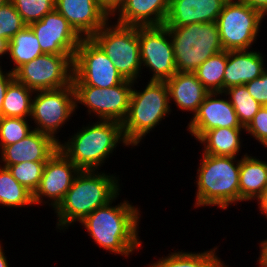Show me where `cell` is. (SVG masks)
<instances>
[{
    "instance_id": "24",
    "label": "cell",
    "mask_w": 267,
    "mask_h": 267,
    "mask_svg": "<svg viewBox=\"0 0 267 267\" xmlns=\"http://www.w3.org/2000/svg\"><path fill=\"white\" fill-rule=\"evenodd\" d=\"M245 129L214 128L206 131L198 141L203 144L202 154L237 157L242 149L241 132ZM242 141V142H241Z\"/></svg>"
},
{
    "instance_id": "44",
    "label": "cell",
    "mask_w": 267,
    "mask_h": 267,
    "mask_svg": "<svg viewBox=\"0 0 267 267\" xmlns=\"http://www.w3.org/2000/svg\"><path fill=\"white\" fill-rule=\"evenodd\" d=\"M9 1L10 0H0V7H2L3 5H5Z\"/></svg>"
},
{
    "instance_id": "38",
    "label": "cell",
    "mask_w": 267,
    "mask_h": 267,
    "mask_svg": "<svg viewBox=\"0 0 267 267\" xmlns=\"http://www.w3.org/2000/svg\"><path fill=\"white\" fill-rule=\"evenodd\" d=\"M99 6L111 18L125 3V0H97Z\"/></svg>"
},
{
    "instance_id": "14",
    "label": "cell",
    "mask_w": 267,
    "mask_h": 267,
    "mask_svg": "<svg viewBox=\"0 0 267 267\" xmlns=\"http://www.w3.org/2000/svg\"><path fill=\"white\" fill-rule=\"evenodd\" d=\"M81 170L59 149L47 160L38 188L33 193L34 204L48 203L55 210L64 199ZM49 198L43 201V198ZM50 201V203H49Z\"/></svg>"
},
{
    "instance_id": "15",
    "label": "cell",
    "mask_w": 267,
    "mask_h": 267,
    "mask_svg": "<svg viewBox=\"0 0 267 267\" xmlns=\"http://www.w3.org/2000/svg\"><path fill=\"white\" fill-rule=\"evenodd\" d=\"M44 54L72 55L83 39L56 9L29 25Z\"/></svg>"
},
{
    "instance_id": "25",
    "label": "cell",
    "mask_w": 267,
    "mask_h": 267,
    "mask_svg": "<svg viewBox=\"0 0 267 267\" xmlns=\"http://www.w3.org/2000/svg\"><path fill=\"white\" fill-rule=\"evenodd\" d=\"M8 54L15 64L11 69V72L14 73L20 66L44 53L35 33L29 25H26L8 41Z\"/></svg>"
},
{
    "instance_id": "13",
    "label": "cell",
    "mask_w": 267,
    "mask_h": 267,
    "mask_svg": "<svg viewBox=\"0 0 267 267\" xmlns=\"http://www.w3.org/2000/svg\"><path fill=\"white\" fill-rule=\"evenodd\" d=\"M142 68L152 71L150 80L166 81L176 72L173 45L165 25L138 26Z\"/></svg>"
},
{
    "instance_id": "6",
    "label": "cell",
    "mask_w": 267,
    "mask_h": 267,
    "mask_svg": "<svg viewBox=\"0 0 267 267\" xmlns=\"http://www.w3.org/2000/svg\"><path fill=\"white\" fill-rule=\"evenodd\" d=\"M166 27L173 45L177 72L193 73L210 56L224 50L216 22Z\"/></svg>"
},
{
    "instance_id": "41",
    "label": "cell",
    "mask_w": 267,
    "mask_h": 267,
    "mask_svg": "<svg viewBox=\"0 0 267 267\" xmlns=\"http://www.w3.org/2000/svg\"><path fill=\"white\" fill-rule=\"evenodd\" d=\"M259 210L267 218V185L264 188L262 195L257 199Z\"/></svg>"
},
{
    "instance_id": "3",
    "label": "cell",
    "mask_w": 267,
    "mask_h": 267,
    "mask_svg": "<svg viewBox=\"0 0 267 267\" xmlns=\"http://www.w3.org/2000/svg\"><path fill=\"white\" fill-rule=\"evenodd\" d=\"M121 142L129 147L123 135L122 123L98 120L82 127L67 142H59L58 147L80 170L97 171Z\"/></svg>"
},
{
    "instance_id": "27",
    "label": "cell",
    "mask_w": 267,
    "mask_h": 267,
    "mask_svg": "<svg viewBox=\"0 0 267 267\" xmlns=\"http://www.w3.org/2000/svg\"><path fill=\"white\" fill-rule=\"evenodd\" d=\"M34 91L15 78L9 83L2 107V117H31Z\"/></svg>"
},
{
    "instance_id": "18",
    "label": "cell",
    "mask_w": 267,
    "mask_h": 267,
    "mask_svg": "<svg viewBox=\"0 0 267 267\" xmlns=\"http://www.w3.org/2000/svg\"><path fill=\"white\" fill-rule=\"evenodd\" d=\"M58 149V142L50 135L33 130L19 142L4 146L0 150V162L4 164L3 166L21 162H47Z\"/></svg>"
},
{
    "instance_id": "8",
    "label": "cell",
    "mask_w": 267,
    "mask_h": 267,
    "mask_svg": "<svg viewBox=\"0 0 267 267\" xmlns=\"http://www.w3.org/2000/svg\"><path fill=\"white\" fill-rule=\"evenodd\" d=\"M264 17L241 0H228L216 21L223 49L249 50L261 31Z\"/></svg>"
},
{
    "instance_id": "20",
    "label": "cell",
    "mask_w": 267,
    "mask_h": 267,
    "mask_svg": "<svg viewBox=\"0 0 267 267\" xmlns=\"http://www.w3.org/2000/svg\"><path fill=\"white\" fill-rule=\"evenodd\" d=\"M170 0H125L112 16L116 23L130 26H162L168 16Z\"/></svg>"
},
{
    "instance_id": "34",
    "label": "cell",
    "mask_w": 267,
    "mask_h": 267,
    "mask_svg": "<svg viewBox=\"0 0 267 267\" xmlns=\"http://www.w3.org/2000/svg\"><path fill=\"white\" fill-rule=\"evenodd\" d=\"M26 24L11 1L0 7V37L9 41Z\"/></svg>"
},
{
    "instance_id": "16",
    "label": "cell",
    "mask_w": 267,
    "mask_h": 267,
    "mask_svg": "<svg viewBox=\"0 0 267 267\" xmlns=\"http://www.w3.org/2000/svg\"><path fill=\"white\" fill-rule=\"evenodd\" d=\"M220 95L222 96L223 92H209L188 123L187 130L196 140L214 128L245 129L228 98H222Z\"/></svg>"
},
{
    "instance_id": "26",
    "label": "cell",
    "mask_w": 267,
    "mask_h": 267,
    "mask_svg": "<svg viewBox=\"0 0 267 267\" xmlns=\"http://www.w3.org/2000/svg\"><path fill=\"white\" fill-rule=\"evenodd\" d=\"M216 250L217 247L201 253L175 251L148 265L149 267H229L216 255Z\"/></svg>"
},
{
    "instance_id": "32",
    "label": "cell",
    "mask_w": 267,
    "mask_h": 267,
    "mask_svg": "<svg viewBox=\"0 0 267 267\" xmlns=\"http://www.w3.org/2000/svg\"><path fill=\"white\" fill-rule=\"evenodd\" d=\"M24 118H0V150L4 146H9L19 142L28 136L34 129Z\"/></svg>"
},
{
    "instance_id": "2",
    "label": "cell",
    "mask_w": 267,
    "mask_h": 267,
    "mask_svg": "<svg viewBox=\"0 0 267 267\" xmlns=\"http://www.w3.org/2000/svg\"><path fill=\"white\" fill-rule=\"evenodd\" d=\"M118 178L96 170H81L54 211L58 218L56 228L64 232L111 201L121 191Z\"/></svg>"
},
{
    "instance_id": "5",
    "label": "cell",
    "mask_w": 267,
    "mask_h": 267,
    "mask_svg": "<svg viewBox=\"0 0 267 267\" xmlns=\"http://www.w3.org/2000/svg\"><path fill=\"white\" fill-rule=\"evenodd\" d=\"M130 95L127 117L122 131L128 145L138 146L145 136L171 113L169 90L165 81L150 80L145 89H134Z\"/></svg>"
},
{
    "instance_id": "43",
    "label": "cell",
    "mask_w": 267,
    "mask_h": 267,
    "mask_svg": "<svg viewBox=\"0 0 267 267\" xmlns=\"http://www.w3.org/2000/svg\"><path fill=\"white\" fill-rule=\"evenodd\" d=\"M0 267H9L7 257L3 251L2 244L0 243Z\"/></svg>"
},
{
    "instance_id": "19",
    "label": "cell",
    "mask_w": 267,
    "mask_h": 267,
    "mask_svg": "<svg viewBox=\"0 0 267 267\" xmlns=\"http://www.w3.org/2000/svg\"><path fill=\"white\" fill-rule=\"evenodd\" d=\"M228 0H170L165 26L216 22Z\"/></svg>"
},
{
    "instance_id": "12",
    "label": "cell",
    "mask_w": 267,
    "mask_h": 267,
    "mask_svg": "<svg viewBox=\"0 0 267 267\" xmlns=\"http://www.w3.org/2000/svg\"><path fill=\"white\" fill-rule=\"evenodd\" d=\"M76 109L83 104L88 114H95L99 120H114L122 123L129 110L133 81L124 80L111 88H98L89 85H73Z\"/></svg>"
},
{
    "instance_id": "36",
    "label": "cell",
    "mask_w": 267,
    "mask_h": 267,
    "mask_svg": "<svg viewBox=\"0 0 267 267\" xmlns=\"http://www.w3.org/2000/svg\"><path fill=\"white\" fill-rule=\"evenodd\" d=\"M251 97L262 106H267V69L260 77L245 84Z\"/></svg>"
},
{
    "instance_id": "11",
    "label": "cell",
    "mask_w": 267,
    "mask_h": 267,
    "mask_svg": "<svg viewBox=\"0 0 267 267\" xmlns=\"http://www.w3.org/2000/svg\"><path fill=\"white\" fill-rule=\"evenodd\" d=\"M72 55L42 54L20 66L14 78L35 91L58 89L72 84Z\"/></svg>"
},
{
    "instance_id": "40",
    "label": "cell",
    "mask_w": 267,
    "mask_h": 267,
    "mask_svg": "<svg viewBox=\"0 0 267 267\" xmlns=\"http://www.w3.org/2000/svg\"><path fill=\"white\" fill-rule=\"evenodd\" d=\"M259 267H267V238L260 242Z\"/></svg>"
},
{
    "instance_id": "31",
    "label": "cell",
    "mask_w": 267,
    "mask_h": 267,
    "mask_svg": "<svg viewBox=\"0 0 267 267\" xmlns=\"http://www.w3.org/2000/svg\"><path fill=\"white\" fill-rule=\"evenodd\" d=\"M46 162H21L8 168L12 176L32 193L38 188Z\"/></svg>"
},
{
    "instance_id": "22",
    "label": "cell",
    "mask_w": 267,
    "mask_h": 267,
    "mask_svg": "<svg viewBox=\"0 0 267 267\" xmlns=\"http://www.w3.org/2000/svg\"><path fill=\"white\" fill-rule=\"evenodd\" d=\"M165 82L169 90V101L173 99L180 110L190 111L193 116L209 93L196 75L191 72H176Z\"/></svg>"
},
{
    "instance_id": "21",
    "label": "cell",
    "mask_w": 267,
    "mask_h": 267,
    "mask_svg": "<svg viewBox=\"0 0 267 267\" xmlns=\"http://www.w3.org/2000/svg\"><path fill=\"white\" fill-rule=\"evenodd\" d=\"M262 53L250 50L227 51V64L224 70L223 91L260 77L267 69ZM265 67V68H264Z\"/></svg>"
},
{
    "instance_id": "35",
    "label": "cell",
    "mask_w": 267,
    "mask_h": 267,
    "mask_svg": "<svg viewBox=\"0 0 267 267\" xmlns=\"http://www.w3.org/2000/svg\"><path fill=\"white\" fill-rule=\"evenodd\" d=\"M245 132L267 148V106H262L259 109L252 121L245 128Z\"/></svg>"
},
{
    "instance_id": "4",
    "label": "cell",
    "mask_w": 267,
    "mask_h": 267,
    "mask_svg": "<svg viewBox=\"0 0 267 267\" xmlns=\"http://www.w3.org/2000/svg\"><path fill=\"white\" fill-rule=\"evenodd\" d=\"M202 155L196 175L197 191L194 207L216 206L225 210L229 205L241 202L239 188L241 159Z\"/></svg>"
},
{
    "instance_id": "23",
    "label": "cell",
    "mask_w": 267,
    "mask_h": 267,
    "mask_svg": "<svg viewBox=\"0 0 267 267\" xmlns=\"http://www.w3.org/2000/svg\"><path fill=\"white\" fill-rule=\"evenodd\" d=\"M267 185V162L250 156H241L239 188L241 202L257 200Z\"/></svg>"
},
{
    "instance_id": "37",
    "label": "cell",
    "mask_w": 267,
    "mask_h": 267,
    "mask_svg": "<svg viewBox=\"0 0 267 267\" xmlns=\"http://www.w3.org/2000/svg\"><path fill=\"white\" fill-rule=\"evenodd\" d=\"M13 79L14 73H12L10 70L5 72L2 70V67H0V118L2 117V107L7 87Z\"/></svg>"
},
{
    "instance_id": "29",
    "label": "cell",
    "mask_w": 267,
    "mask_h": 267,
    "mask_svg": "<svg viewBox=\"0 0 267 267\" xmlns=\"http://www.w3.org/2000/svg\"><path fill=\"white\" fill-rule=\"evenodd\" d=\"M227 64V51L210 56L193 73L209 92H223L224 70Z\"/></svg>"
},
{
    "instance_id": "33",
    "label": "cell",
    "mask_w": 267,
    "mask_h": 267,
    "mask_svg": "<svg viewBox=\"0 0 267 267\" xmlns=\"http://www.w3.org/2000/svg\"><path fill=\"white\" fill-rule=\"evenodd\" d=\"M26 25L40 21L55 10V0H10Z\"/></svg>"
},
{
    "instance_id": "1",
    "label": "cell",
    "mask_w": 267,
    "mask_h": 267,
    "mask_svg": "<svg viewBox=\"0 0 267 267\" xmlns=\"http://www.w3.org/2000/svg\"><path fill=\"white\" fill-rule=\"evenodd\" d=\"M119 194L80 223L101 248L127 258L142 246L138 236L140 211L128 200L113 206Z\"/></svg>"
},
{
    "instance_id": "39",
    "label": "cell",
    "mask_w": 267,
    "mask_h": 267,
    "mask_svg": "<svg viewBox=\"0 0 267 267\" xmlns=\"http://www.w3.org/2000/svg\"><path fill=\"white\" fill-rule=\"evenodd\" d=\"M251 6L252 8L260 11L264 16H267V0H241Z\"/></svg>"
},
{
    "instance_id": "17",
    "label": "cell",
    "mask_w": 267,
    "mask_h": 267,
    "mask_svg": "<svg viewBox=\"0 0 267 267\" xmlns=\"http://www.w3.org/2000/svg\"><path fill=\"white\" fill-rule=\"evenodd\" d=\"M55 9L82 38H91L110 20L97 0H55Z\"/></svg>"
},
{
    "instance_id": "30",
    "label": "cell",
    "mask_w": 267,
    "mask_h": 267,
    "mask_svg": "<svg viewBox=\"0 0 267 267\" xmlns=\"http://www.w3.org/2000/svg\"><path fill=\"white\" fill-rule=\"evenodd\" d=\"M225 95L228 96L240 124L246 128L262 105L251 97L245 85L230 87L223 91V96Z\"/></svg>"
},
{
    "instance_id": "42",
    "label": "cell",
    "mask_w": 267,
    "mask_h": 267,
    "mask_svg": "<svg viewBox=\"0 0 267 267\" xmlns=\"http://www.w3.org/2000/svg\"><path fill=\"white\" fill-rule=\"evenodd\" d=\"M8 55V41L2 37H0V57L3 55ZM0 67H2L0 65Z\"/></svg>"
},
{
    "instance_id": "10",
    "label": "cell",
    "mask_w": 267,
    "mask_h": 267,
    "mask_svg": "<svg viewBox=\"0 0 267 267\" xmlns=\"http://www.w3.org/2000/svg\"><path fill=\"white\" fill-rule=\"evenodd\" d=\"M32 99L31 119L37 125L33 129L50 135L60 142L56 134L76 110L73 85L58 89L35 91ZM58 130V131H57Z\"/></svg>"
},
{
    "instance_id": "9",
    "label": "cell",
    "mask_w": 267,
    "mask_h": 267,
    "mask_svg": "<svg viewBox=\"0 0 267 267\" xmlns=\"http://www.w3.org/2000/svg\"><path fill=\"white\" fill-rule=\"evenodd\" d=\"M124 80L114 63L91 38L81 40L73 59L72 85L104 89L119 85Z\"/></svg>"
},
{
    "instance_id": "7",
    "label": "cell",
    "mask_w": 267,
    "mask_h": 267,
    "mask_svg": "<svg viewBox=\"0 0 267 267\" xmlns=\"http://www.w3.org/2000/svg\"><path fill=\"white\" fill-rule=\"evenodd\" d=\"M91 39L110 58L124 79L138 83L136 80L142 74L138 26L109 25L107 22Z\"/></svg>"
},
{
    "instance_id": "28",
    "label": "cell",
    "mask_w": 267,
    "mask_h": 267,
    "mask_svg": "<svg viewBox=\"0 0 267 267\" xmlns=\"http://www.w3.org/2000/svg\"><path fill=\"white\" fill-rule=\"evenodd\" d=\"M0 205L22 208L34 206L33 193L21 185L8 168L0 165Z\"/></svg>"
}]
</instances>
